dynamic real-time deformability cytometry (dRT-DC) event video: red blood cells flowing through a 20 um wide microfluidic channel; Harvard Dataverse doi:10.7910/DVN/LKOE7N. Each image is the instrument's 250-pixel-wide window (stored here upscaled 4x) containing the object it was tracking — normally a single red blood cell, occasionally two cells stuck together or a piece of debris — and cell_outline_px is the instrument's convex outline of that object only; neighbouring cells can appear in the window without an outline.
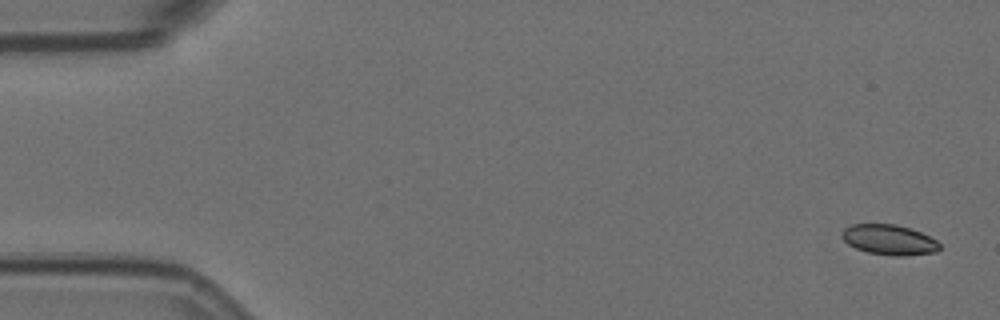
{"species": "Egyptian fruit bat (a non-hibernating species)", "species_latin": "Rousettus aegyptiacus", "temperature_condition": "room temperature", "stored_images_in_passage": 4, "camera_frame_rate_fps": 3000, "um_per_image_px": 0.085, "animal": {"sex": "female"}, "frame": {"image": 1, "passage_image": 1, "time_ms": 0.0, "image_size_px": [1000, 320], "cell_outline_px": [[940, 248], [936, 252], [904, 256], [896, 256], [868, 252], [856, 248], [848, 244], [840, 236], [840, 232], [844, 228], [852, 224], [896, 224], [920, 232], [936, 240], [940, 244]], "centroid_in_image_um": [75.55, 20.38], "position_along_channel_um": 9.5, "area_um2": 17.17}}
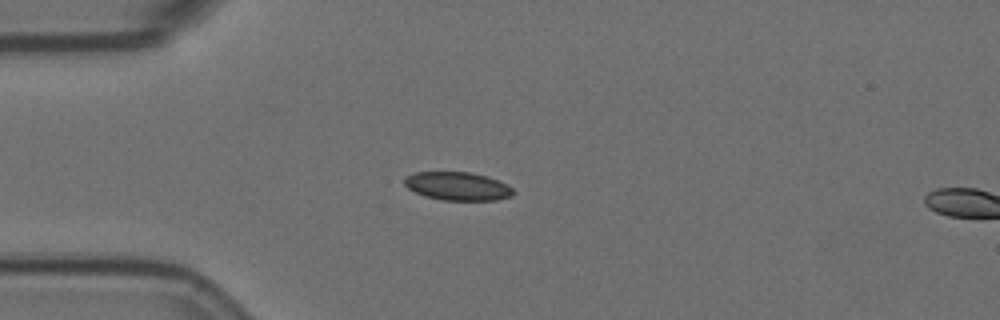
{"frame": {"image": 2, "passage_image": 3, "time_ms": 0.667, "image_size_px": [1000, 320], "cell_outline_px": [[516, 192], [512, 196], [496, 200], [444, 200], [424, 196], [408, 188], [404, 184], [404, 176], [416, 172], [472, 172], [488, 176], [508, 184]], "centroid_in_image_um": [38.92, 15.82], "position_along_channel_um": 46.1, "area_um2": 18.15}}